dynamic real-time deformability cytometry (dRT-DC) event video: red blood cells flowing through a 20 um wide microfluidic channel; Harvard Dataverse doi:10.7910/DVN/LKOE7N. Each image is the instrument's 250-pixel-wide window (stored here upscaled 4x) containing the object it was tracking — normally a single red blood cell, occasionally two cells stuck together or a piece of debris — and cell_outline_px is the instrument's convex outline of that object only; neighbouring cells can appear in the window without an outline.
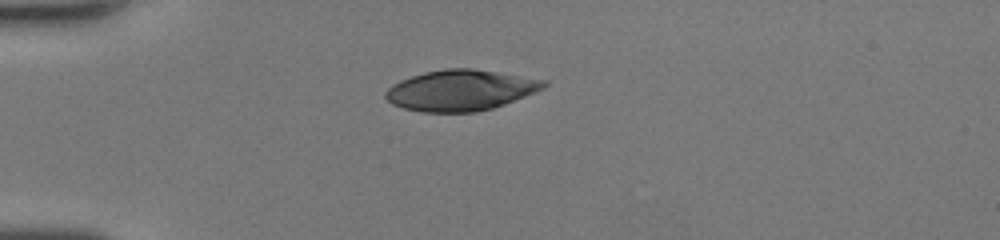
{"species": "human", "species_latin": "Homo sapiens", "temperature_condition": "room temperature", "stored_images_in_passage": 29, "camera_frame_rate_fps": 3000, "um_per_image_px": 0.085, "donor": {"sex": "female"}, "frame": {"image": 1, "passage_image": 1, "time_ms": 0.0, "image_size_px": [1000, 240], "cell_outline_px": [[548, 84], [544, 88], [504, 104], [492, 108], [476, 112], [420, 112], [404, 108], [392, 104], [384, 96], [384, 92], [392, 84], [400, 80], [424, 72], [444, 68], [472, 68], [548, 80]], "centroid_in_image_um": [39.13, 7.67], "position_along_channel_um": 45.9, "area_um2": 37.63}}
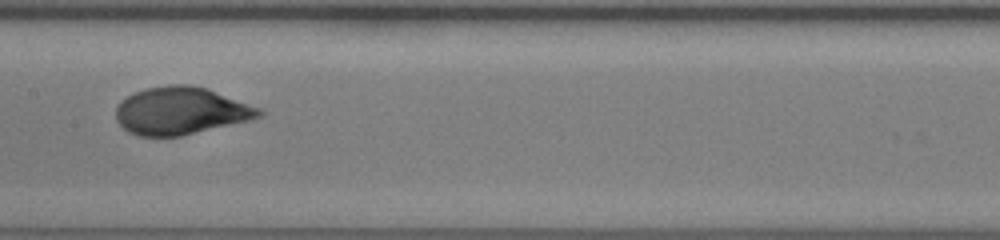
{"frame": {"image": 2, "passage_image": 13, "time_ms": 4.0, "image_size_px": [1000, 240], "cell_outline_px": [[264, 116], [248, 120], [180, 136], [136, 136], [128, 132], [116, 120], [116, 108], [120, 100], [144, 88], [168, 84], [192, 84], [208, 88], [260, 108], [264, 112]], "centroid_in_image_um": [15.35, 9.4], "position_along_channel_um": 192.0, "area_um2": 39.71}}
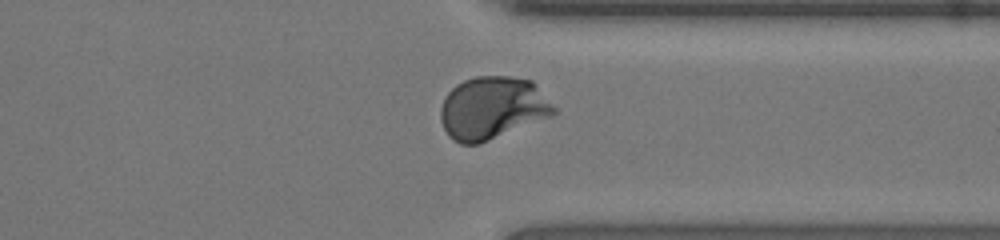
{"frame": {"image": 3, "passage_image": 25, "time_ms": 8.0, "image_size_px": [1000, 240], "cell_outline_px": [[556, 112], [552, 116], [480, 144], [460, 144], [452, 140], [448, 136], [440, 120], [440, 108], [444, 96], [456, 84], [464, 80], [476, 76], [508, 76], [532, 80], [536, 84], [556, 108]], "centroid_in_image_um": [41.84, 9.18], "position_along_channel_um": 369.6, "area_um2": 41.73}, "authors_computed_cell_mechanics": {"area_um2": 39.4774, "velocity_mm_per_s": 4.4304, "shape_relaxation_time_tau1_ms": 3.7544, "shape_relaxation_time_tau2_ms": null, "deformation_change_tau1": 0.2218, "deformation_change_tau2": null}}